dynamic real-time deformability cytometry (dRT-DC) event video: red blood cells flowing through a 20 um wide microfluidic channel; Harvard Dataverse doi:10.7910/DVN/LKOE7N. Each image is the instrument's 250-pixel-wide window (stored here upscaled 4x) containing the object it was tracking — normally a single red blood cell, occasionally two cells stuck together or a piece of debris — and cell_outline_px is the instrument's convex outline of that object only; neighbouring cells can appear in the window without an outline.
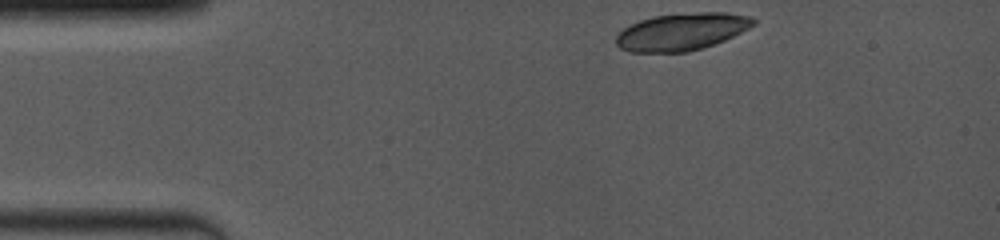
{"species": "common noctule bat (a hibernating species)", "species_latin": "Nyctalus noctula", "temperature_condition": "room temperature", "stored_images_in_passage": 4, "camera_frame_rate_fps": 4000, "um_per_image_px": 0.085, "animal": {"sex": "female", "body_mass_g": 19.0, "forearm_length_mm": 53.3}, "frame": {"image": 1, "passage_image": 1, "time_ms": 0.0, "image_size_px": [1000, 240], "cell_outline_px": [[756, 24], [724, 40], [688, 52], [628, 52], [620, 48], [616, 44], [616, 36], [624, 28], [640, 20], [652, 16], [700, 12], [728, 12], [752, 16], [756, 20]], "centroid_in_image_um": [57.95, 2.69], "position_along_channel_um": 27.1, "area_um2": 29.71}}